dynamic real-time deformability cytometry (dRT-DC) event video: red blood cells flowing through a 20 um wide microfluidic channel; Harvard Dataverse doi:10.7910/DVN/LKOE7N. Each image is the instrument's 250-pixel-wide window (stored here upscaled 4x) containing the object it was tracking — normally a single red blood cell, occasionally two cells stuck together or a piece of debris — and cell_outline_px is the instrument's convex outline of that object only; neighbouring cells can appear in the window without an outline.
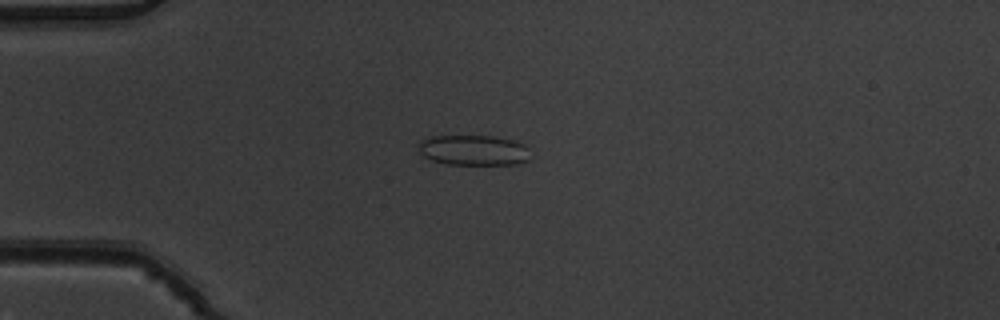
{"species": "common noctule bat (a hibernating species)", "species_latin": "Nyctalus noctula", "temperature_condition": "warm", "stored_images_in_passage": 10, "camera_frame_rate_fps": 3000, "um_per_image_px": 0.085, "animal": {"sex": "male", "body_mass_g": 19.5, "forearm_length_mm": 54.6}, "frame": {"image": 1, "passage_image": 4, "time_ms": 1.0, "image_size_px": [1000, 320], "cell_outline_px": [[528, 160], [516, 164], [448, 164], [432, 160], [424, 156], [420, 152], [420, 140], [432, 136], [496, 136], [516, 140], [524, 144], [528, 148]], "centroid_in_image_um": [40.28, 12.75], "position_along_channel_um": 44.7, "area_um2": 19.71}}
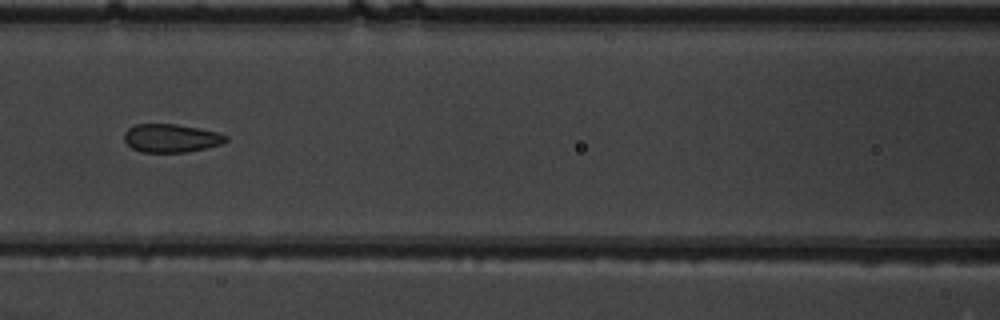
{"frame": {"image": 2, "passage_image": 7, "time_ms": 2.0, "image_size_px": [1000, 320], "cell_outline_px": [[228, 140], [220, 144], [204, 148], [184, 152], [144, 152], [132, 148], [124, 140], [124, 132], [128, 128], [136, 124], [176, 124], [200, 128], [220, 132], [228, 136]], "centroid_in_image_um": [14.55, 11.73], "position_along_channel_um": 152.0, "area_um2": 16.76}}
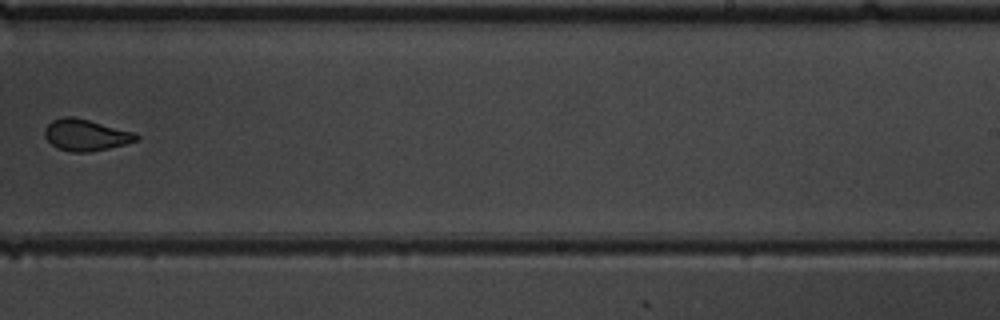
{"frame": {"image": 3, "passage_image": 10, "time_ms": 3.0, "image_size_px": [1000, 320], "cell_outline_px": [[140, 140], [108, 148], [88, 152], [72, 152], [56, 148], [44, 136], [44, 128], [52, 120], [64, 116], [72, 116], [136, 132], [140, 136]], "centroid_in_image_um": [7.3, 11.47], "position_along_channel_um": 281.7, "area_um2": 16.88}}